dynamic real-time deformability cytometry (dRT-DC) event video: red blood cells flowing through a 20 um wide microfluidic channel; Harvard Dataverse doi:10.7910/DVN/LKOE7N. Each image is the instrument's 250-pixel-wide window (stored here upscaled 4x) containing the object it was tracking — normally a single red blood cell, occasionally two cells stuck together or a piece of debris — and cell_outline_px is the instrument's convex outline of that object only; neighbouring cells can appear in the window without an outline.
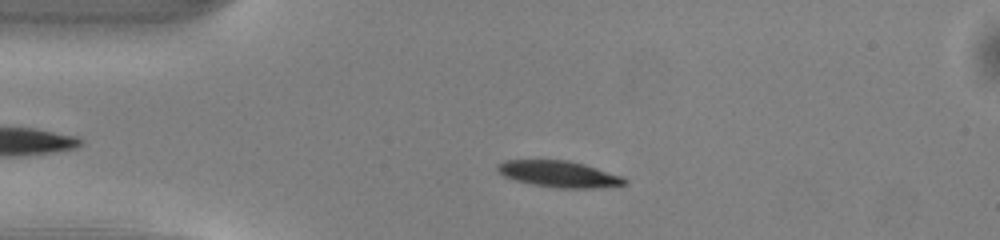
{"species": "common noctule bat (a hibernating species)", "species_latin": "Nyctalus noctula", "temperature_condition": "warm", "stored_images_in_passage": 43, "camera_frame_rate_fps": 3000, "um_per_image_px": 0.085, "animal": {"sex": "male", "body_mass_g": 13.0, "forearm_length_mm": 53.1}, "frame": {"image": 1, "passage_image": 10, "time_ms": 3.0, "image_size_px": [1000, 240], "cell_outline_px": [[628, 184], [592, 188], [556, 188], [532, 184], [516, 180], [504, 176], [496, 172], [496, 164], [504, 160], [568, 160], [584, 164], [624, 176], [628, 180]], "centroid_in_image_um": [47.51, 14.79], "position_along_channel_um": 37.5, "area_um2": 19.71}}
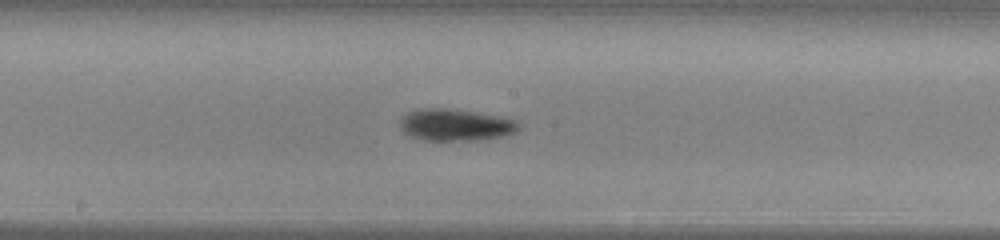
{"frame": {"image": 2, "passage_image": 25, "time_ms": 8.0, "image_size_px": [1000, 240], "cell_outline_px": [[520, 128], [516, 132], [504, 136], [480, 140], [424, 140], [408, 136], [400, 128], [400, 120], [408, 112], [416, 108], [456, 108], [500, 116], [516, 120], [520, 124]], "centroid_in_image_um": [38.73, 10.6], "position_along_channel_um": 209.5, "area_um2": 22.48}}
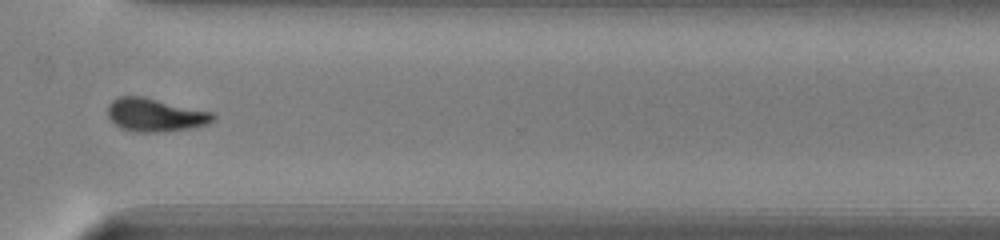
{"frame": {"image": 3, "passage_image": 36, "time_ms": 11.667, "image_size_px": [1000, 240], "cell_outline_px": [[216, 116], [208, 124], [192, 128], [156, 132], [136, 132], [120, 128], [108, 116], [108, 104], [116, 96], [144, 96], [212, 112]], "centroid_in_image_um": [13.17, 9.76], "position_along_channel_um": 357.4, "area_um2": 20.4}, "authors_computed_cell_mechanics": {"area_um2": 20.9236, "velocity_mm_per_s": 4.0303, "shape_relaxation_time_tau1_ms": 2.5808, "shape_relaxation_time_tau2_ms": null, "deformation_change_tau1": 0.1462, "deformation_change_tau2": null}}